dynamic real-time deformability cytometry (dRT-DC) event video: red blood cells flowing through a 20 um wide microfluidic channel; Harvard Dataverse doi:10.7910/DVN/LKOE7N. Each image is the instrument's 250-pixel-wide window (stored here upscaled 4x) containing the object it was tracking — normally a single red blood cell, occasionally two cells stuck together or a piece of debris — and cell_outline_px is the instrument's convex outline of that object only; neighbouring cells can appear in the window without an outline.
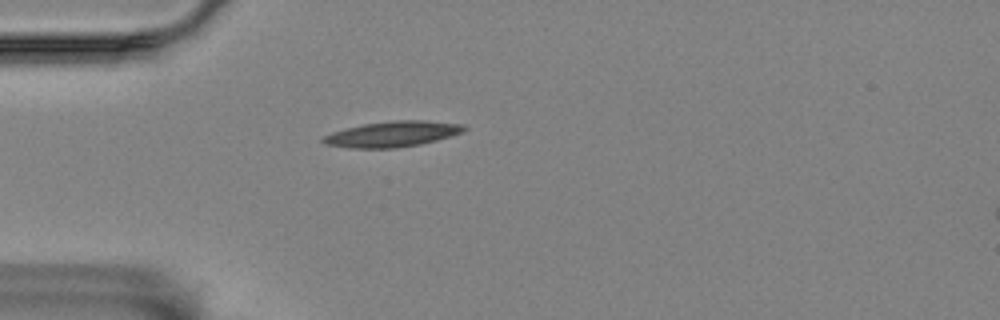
{"species": "Egyptian fruit bat (a non-hibernating species)", "species_latin": "Rousettus aegyptiacus", "temperature_condition": "room temperature", "stored_images_in_passage": 1, "camera_frame_rate_fps": 3000, "um_per_image_px": 0.085, "animal": {"sex": "female"}, "frame": {"image": 1, "passage_image": 1, "time_ms": 0.0, "image_size_px": [1000, 320], "cell_outline_px": [[468, 128], [464, 132], [436, 140], [420, 144], [396, 148], [352, 148], [324, 144], [320, 140], [324, 136], [332, 132], [344, 128], [364, 124], [392, 120], [428, 120], [464, 124]], "centroid_in_image_um": [33.37, 11.38], "position_along_channel_um": 51.6, "area_um2": 21.21}}